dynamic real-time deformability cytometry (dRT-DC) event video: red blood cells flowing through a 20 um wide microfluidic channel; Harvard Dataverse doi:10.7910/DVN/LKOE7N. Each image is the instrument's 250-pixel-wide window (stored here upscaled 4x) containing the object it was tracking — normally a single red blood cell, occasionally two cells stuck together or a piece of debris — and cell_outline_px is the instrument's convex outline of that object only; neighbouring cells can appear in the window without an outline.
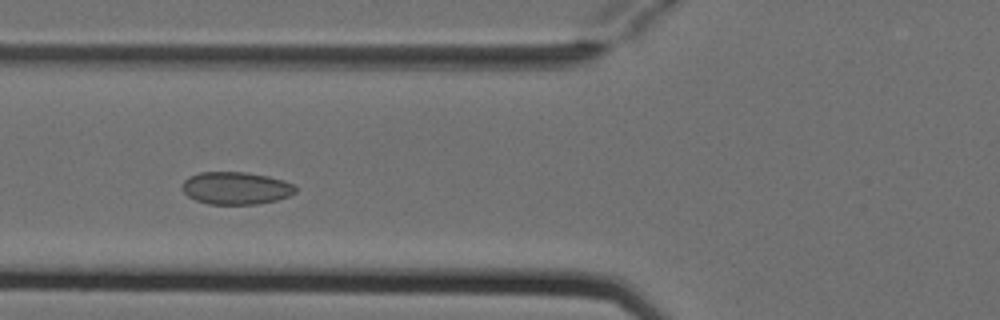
{"species": "Egyptian fruit bat (a non-hibernating species)", "species_latin": "Rousettus aegyptiacus", "temperature_condition": "cold", "stored_images_in_passage": 5, "camera_frame_rate_fps": 3000, "um_per_image_px": 0.085, "animal": {"sex": "female"}, "frame": {"image": 1, "passage_image": 5, "time_ms": 1.333, "image_size_px": [1000, 320], "cell_outline_px": [[296, 192], [288, 196], [276, 200], [256, 204], [208, 204], [196, 200], [188, 196], [184, 192], [184, 180], [188, 176], [200, 172], [248, 172], [268, 176], [284, 180], [292, 184], [296, 188]], "centroid_in_image_um": [20.06, 15.98], "position_along_channel_um": 105.7, "area_um2": 21.39}}